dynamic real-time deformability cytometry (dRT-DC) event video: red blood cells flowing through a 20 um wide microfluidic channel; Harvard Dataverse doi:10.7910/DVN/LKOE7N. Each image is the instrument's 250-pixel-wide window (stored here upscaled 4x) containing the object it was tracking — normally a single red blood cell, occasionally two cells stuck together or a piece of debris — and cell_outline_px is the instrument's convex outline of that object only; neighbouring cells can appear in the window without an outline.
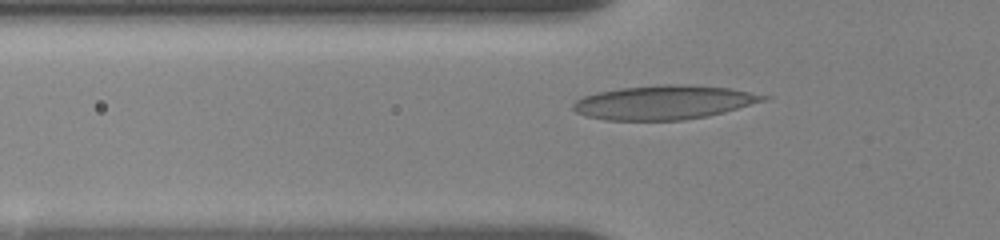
{"species": "human", "species_latin": "Homo sapiens", "temperature_condition": "room temperature", "stored_images_in_passage": 45, "camera_frame_rate_fps": 3000, "um_per_image_px": 0.085, "donor": {"sex": "female"}, "frame": {"image": 1, "passage_image": 12, "time_ms": 3.667, "image_size_px": [1000, 240], "cell_outline_px": [[772, 96], [768, 100], [724, 112], [708, 116], [684, 120], [604, 120], [584, 116], [576, 112], [572, 108], [572, 104], [576, 100], [584, 96], [596, 92], [620, 88], [656, 84], [688, 84], [732, 88]], "centroid_in_image_um": [56.46, 8.69], "position_along_channel_um": 69.3, "area_um2": 38.26}}
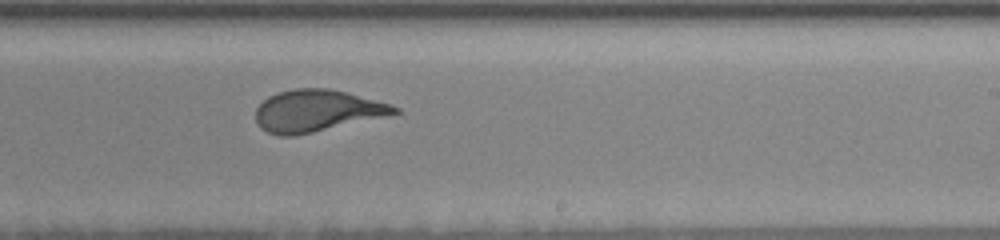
{"frame": {"image": 2, "passage_image": 28, "time_ms": 9.0, "image_size_px": [1000, 240], "cell_outline_px": [[400, 112], [296, 136], [280, 136], [268, 132], [260, 128], [256, 120], [256, 108], [268, 96], [280, 92], [296, 88], [328, 88], [348, 92], [388, 104], [400, 108]], "centroid_in_image_um": [26.87, 9.41], "position_along_channel_um": 262.1, "area_um2": 33.35}}
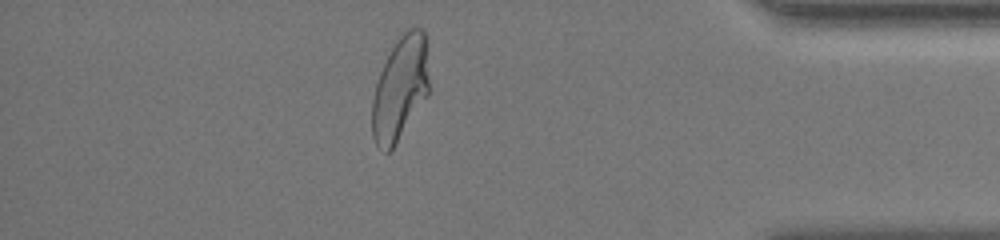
{"frame": {"image": 3, "passage_image": 42, "time_ms": 13.667, "image_size_px": [1000, 240], "cell_outline_px": [[428, 96], [392, 148], [388, 152], [384, 152], [376, 144], [372, 136], [372, 100], [376, 84], [380, 72], [400, 32], [408, 28], [420, 28], [428, 36]], "centroid_in_image_um": [34.04, 7.45], "position_along_channel_um": 401.2, "area_um2": 34.62}, "authors_computed_cell_mechanics": {"area_um2": 34.2176, "velocity_mm_per_s": 3.6183, "shape_relaxation_time_tau1_ms": 4.1331, "shape_relaxation_time_tau2_ms": null, "deformation_change_tau1": 0.1972, "deformation_change_tau2": null}}